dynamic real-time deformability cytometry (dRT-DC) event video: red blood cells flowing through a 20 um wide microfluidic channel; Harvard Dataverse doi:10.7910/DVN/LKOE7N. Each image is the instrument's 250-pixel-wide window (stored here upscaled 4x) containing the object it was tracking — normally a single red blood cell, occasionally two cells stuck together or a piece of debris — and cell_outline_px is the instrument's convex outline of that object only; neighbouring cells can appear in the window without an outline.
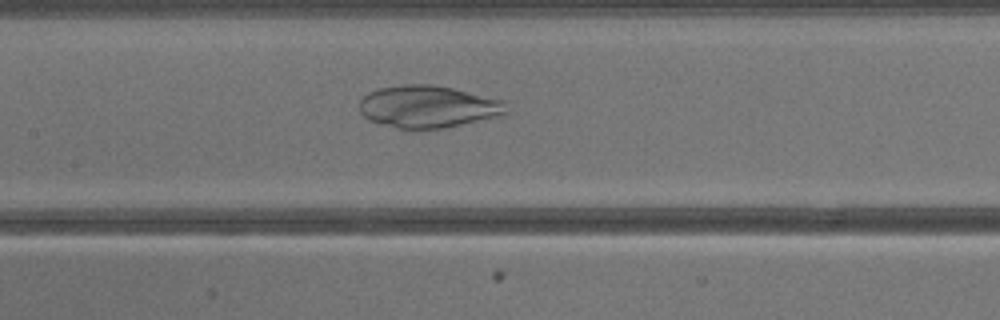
{"species": "common noctule bat (a hibernating species)", "species_latin": "Nyctalus noctula", "temperature_condition": "warm", "stored_images_in_passage": 40, "camera_frame_rate_fps": 3000, "um_per_image_px": 0.085, "animal": {"sex": "male", "body_mass_g": 13.3}, "frame": {"image": 1, "passage_image": 19, "time_ms": 6.0, "image_size_px": [1000, 320], "cell_outline_px": [[508, 112], [496, 116], [452, 128], [412, 132], [380, 124], [368, 120], [360, 112], [360, 100], [368, 92], [380, 88], [404, 84], [432, 84], [452, 88], [504, 100]], "centroid_in_image_um": [36.36, 9.11], "position_along_channel_um": 171.0, "area_um2": 37.05}}
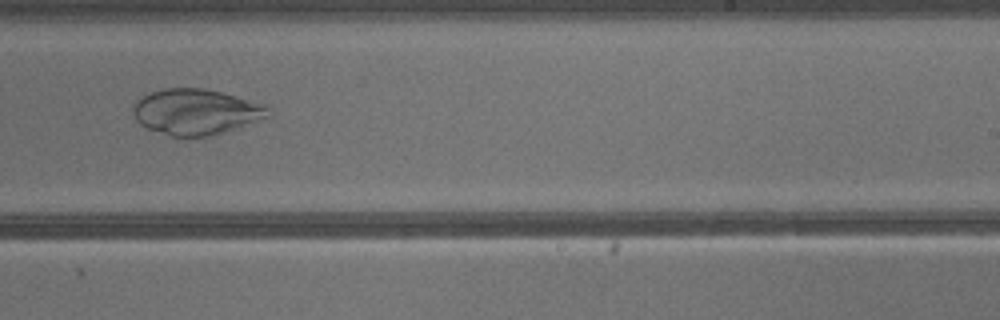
{"frame": {"image": 2, "passage_image": 25, "time_ms": 8.0, "image_size_px": [1000, 320], "cell_outline_px": [[268, 116], [208, 136], [172, 136], [148, 128], [140, 124], [136, 120], [132, 112], [132, 108], [136, 100], [140, 96], [164, 88], [200, 88], [220, 92], [264, 104], [268, 108]], "centroid_in_image_um": [16.56, 9.48], "position_along_channel_um": 272.4, "area_um2": 35.14}}
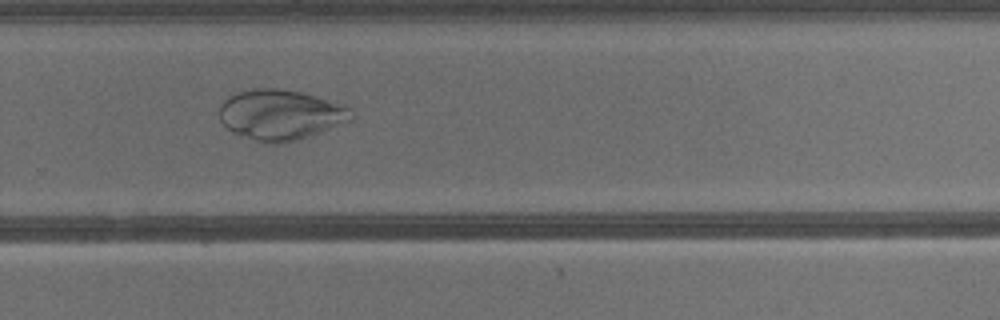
{"frame": {"image": 3, "passage_image": 27, "time_ms": 8.667, "image_size_px": [1000, 320], "cell_outline_px": [[356, 116], [352, 120], [296, 140], [276, 144], [264, 144], [232, 132], [220, 120], [220, 104], [228, 96], [236, 92], [256, 88], [276, 88], [300, 92], [316, 96], [352, 108]], "centroid_in_image_um": [23.84, 9.75], "position_along_channel_um": 306.0, "area_um2": 38.67}}